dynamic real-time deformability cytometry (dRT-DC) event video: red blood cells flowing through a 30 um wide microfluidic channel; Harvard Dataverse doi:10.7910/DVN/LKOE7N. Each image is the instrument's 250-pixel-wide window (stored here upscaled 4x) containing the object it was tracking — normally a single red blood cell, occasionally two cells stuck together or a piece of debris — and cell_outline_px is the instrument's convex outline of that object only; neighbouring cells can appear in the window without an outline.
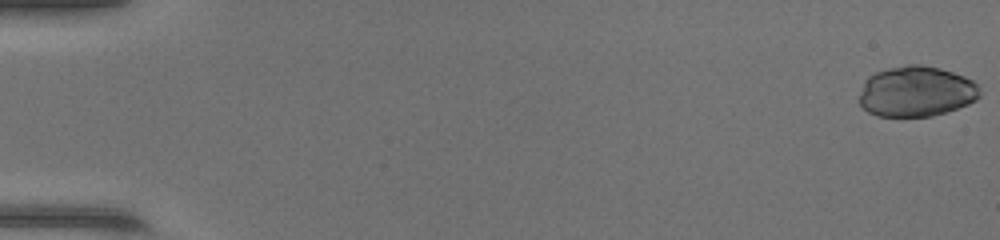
{"species": "common noctule bat (a hibernating species)", "species_latin": "Nyctalus noctula", "temperature_condition": "warm", "stored_images_in_passage": 49, "camera_frame_rate_fps": 3000, "um_per_image_px": 0.085, "animal": {"sex": "female", "body_mass_g": 17.0, "forearm_length_mm": 48.0}, "frame": {"image": 1, "passage_image": 1, "time_ms": 0.0, "image_size_px": [1000, 240], "cell_outline_px": [[980, 96], [976, 100], [968, 104], [932, 116], [876, 116], [868, 112], [860, 104], [860, 96], [864, 80], [868, 76], [876, 72], [888, 68], [908, 64], [920, 64], [940, 68], [964, 76], [972, 80], [976, 84], [980, 92]], "centroid_in_image_um": [77.87, 7.76], "position_along_channel_um": 7.1, "area_um2": 35.43}}